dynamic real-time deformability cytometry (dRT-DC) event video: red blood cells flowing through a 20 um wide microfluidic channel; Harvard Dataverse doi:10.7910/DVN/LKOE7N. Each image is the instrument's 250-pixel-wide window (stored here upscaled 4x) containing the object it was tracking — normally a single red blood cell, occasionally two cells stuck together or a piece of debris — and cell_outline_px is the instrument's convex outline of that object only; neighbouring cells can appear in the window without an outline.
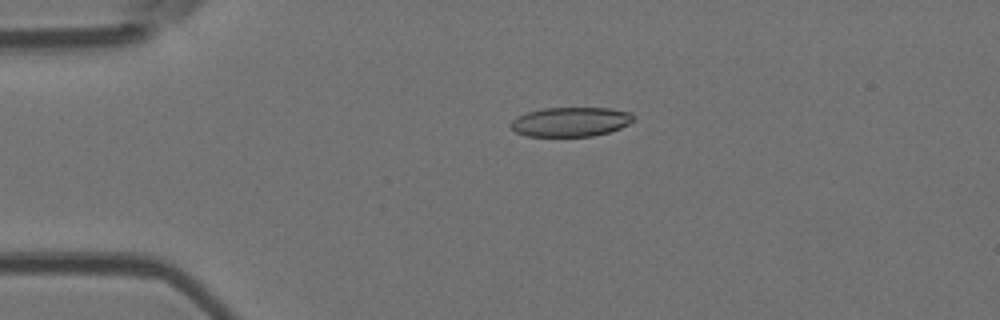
{"species": "Egyptian fruit bat (a non-hibernating species)", "species_latin": "Rousettus aegyptiacus", "temperature_condition": "room temperature", "stored_images_in_passage": 4, "camera_frame_rate_fps": 3000, "um_per_image_px": 0.085, "animal": {"sex": "female"}, "frame": {"image": 1, "passage_image": 3, "time_ms": 3.0, "image_size_px": [1000, 320], "cell_outline_px": [[636, 120], [620, 128], [608, 132], [592, 136], [528, 136], [516, 132], [508, 124], [516, 116], [528, 112], [544, 108], [608, 108], [632, 112], [636, 116]], "centroid_in_image_um": [48.53, 10.35], "position_along_channel_um": 36.5, "area_um2": 21.15}}